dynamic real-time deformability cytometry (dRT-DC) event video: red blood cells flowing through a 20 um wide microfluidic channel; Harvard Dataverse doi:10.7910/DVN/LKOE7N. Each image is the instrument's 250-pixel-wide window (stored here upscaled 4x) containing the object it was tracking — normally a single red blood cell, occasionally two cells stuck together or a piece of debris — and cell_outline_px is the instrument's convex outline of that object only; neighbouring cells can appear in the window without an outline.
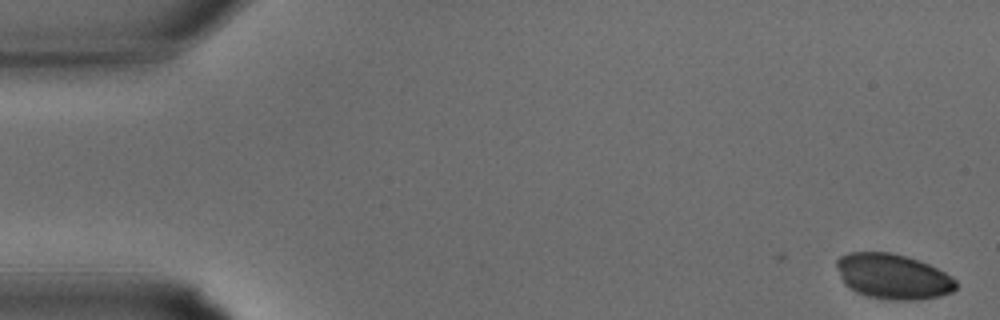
{"species": "common noctule bat (a hibernating species)", "species_latin": "Nyctalus noctula", "temperature_condition": "warm", "stored_images_in_passage": 29, "camera_frame_rate_fps": 3000, "um_per_image_px": 0.085, "animal": {"sex": "male", "body_mass_g": 15.6}, "frame": {"image": 1, "passage_image": 1, "time_ms": 0.0, "image_size_px": [1000, 320], "cell_outline_px": [[956, 288], [952, 292], [940, 296], [916, 300], [892, 300], [868, 296], [856, 292], [844, 284], [836, 268], [836, 260], [840, 256], [848, 252], [888, 252], [904, 256], [928, 264], [952, 276], [956, 280]], "centroid_in_image_um": [75.88, 23.5], "position_along_channel_um": 9.1, "area_um2": 31.39}}
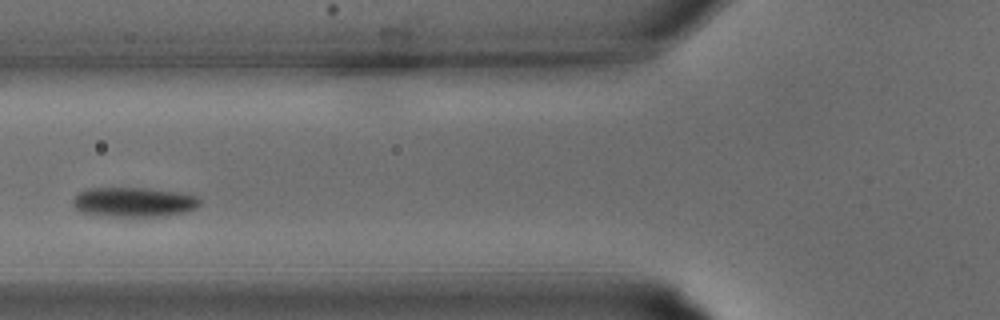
{"frame": {"image": 2, "passage_image": 14, "time_ms": 4.333, "image_size_px": [1000, 320], "cell_outline_px": [[200, 204], [196, 208], [188, 212], [168, 216], [92, 216], [80, 212], [72, 204], [72, 200], [80, 192], [88, 188], [144, 188], [176, 192], [196, 196], [200, 200]], "centroid_in_image_um": [11.35, 17.2], "position_along_channel_um": 114.5, "area_um2": 22.14}}
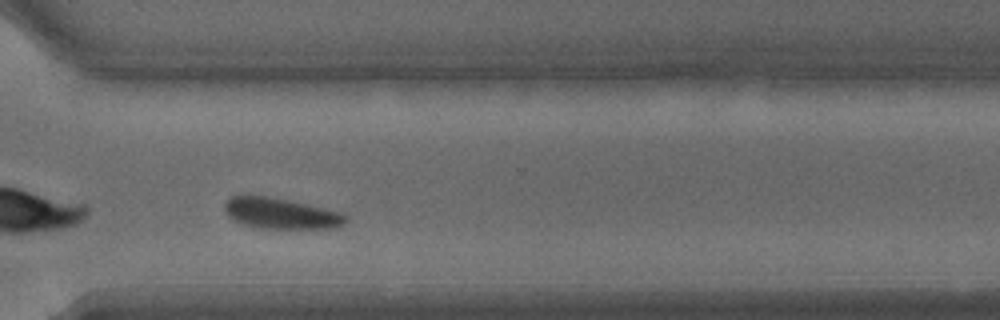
{"frame": {"image": 3, "passage_image": 26, "time_ms": 8.333, "image_size_px": [1000, 320], "cell_outline_px": [[348, 220], [344, 224], [336, 228], [260, 228], [244, 224], [232, 220], [228, 216], [224, 208], [224, 204], [232, 196], [264, 196], [304, 204], [340, 212], [348, 216]], "centroid_in_image_um": [23.87, 18.16], "position_along_channel_um": 346.7, "area_um2": 21.33}}